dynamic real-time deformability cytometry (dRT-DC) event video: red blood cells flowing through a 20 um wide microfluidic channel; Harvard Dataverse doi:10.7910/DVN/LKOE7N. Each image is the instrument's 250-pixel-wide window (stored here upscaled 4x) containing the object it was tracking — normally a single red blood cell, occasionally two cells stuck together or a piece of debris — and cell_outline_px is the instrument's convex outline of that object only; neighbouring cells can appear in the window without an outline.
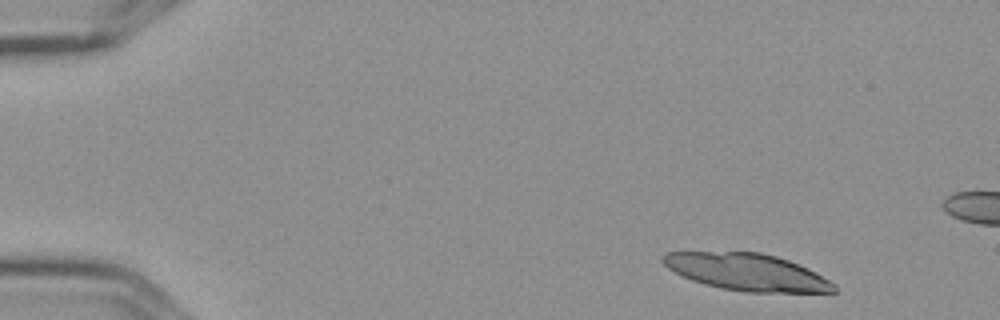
{"species": "Egyptian fruit bat (a non-hibernating species)", "species_latin": "Rousettus aegyptiacus", "temperature_condition": "cold", "stored_images_in_passage": 5, "camera_frame_rate_fps": 3000, "um_per_image_px": 0.085, "frame": {"image": 1, "passage_image": 1, "time_ms": 0.0, "image_size_px": [1000, 320], "cell_outline_px": [[836, 292], [744, 292], [720, 288], [704, 284], [692, 280], [668, 268], [660, 260], [660, 256], [664, 252], [760, 252], [776, 256], [788, 260], [808, 268], [836, 284]], "centroid_in_image_um": [63.48, 23.12], "position_along_channel_um": 21.5, "area_um2": 36.82}}